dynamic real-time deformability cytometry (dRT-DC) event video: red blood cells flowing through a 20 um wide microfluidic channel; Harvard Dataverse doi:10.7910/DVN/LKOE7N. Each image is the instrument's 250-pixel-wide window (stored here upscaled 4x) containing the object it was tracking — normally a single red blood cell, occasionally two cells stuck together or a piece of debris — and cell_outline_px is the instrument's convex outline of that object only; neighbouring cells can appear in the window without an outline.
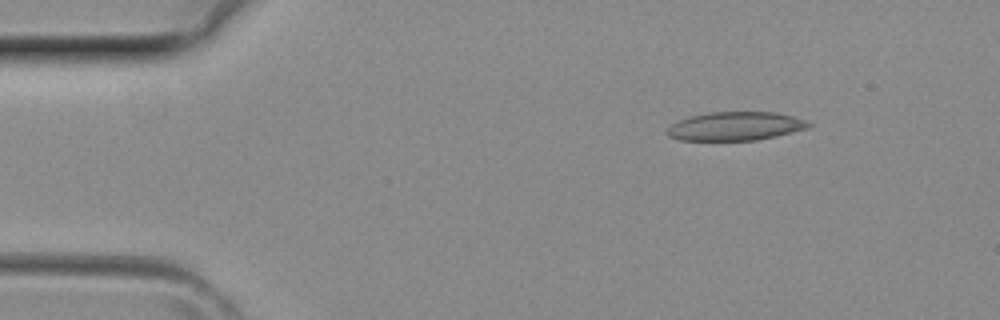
{"species": "common noctule bat (a hibernating species)", "species_latin": "Nyctalus noctula", "temperature_condition": "room temperature", "stored_images_in_passage": 4, "camera_frame_rate_fps": 3000, "um_per_image_px": 0.085, "animal": {"sex": "female", "body_mass_g": 29.2, "forearm_length_mm": 56.3}, "frame": {"image": 1, "passage_image": 2, "time_ms": 0.333, "image_size_px": [1000, 320], "cell_outline_px": [[812, 124], [808, 128], [776, 136], [756, 140], [680, 140], [668, 136], [668, 128], [676, 120], [688, 116], [712, 112], [772, 112], [792, 116], [808, 120]], "centroid_in_image_um": [62.51, 10.72], "position_along_channel_um": 22.5, "area_um2": 23.58}}
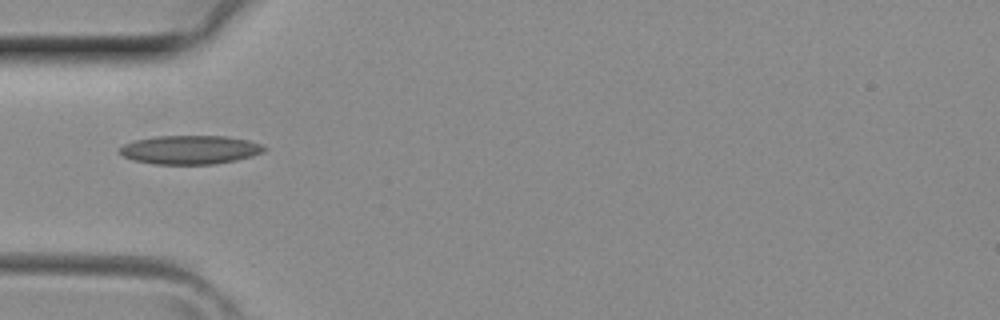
{"frame": {"image": 2, "passage_image": 4, "time_ms": 1.0, "image_size_px": [1000, 320], "cell_outline_px": [[268, 148], [264, 152], [252, 156], [236, 160], [212, 164], [152, 164], [132, 160], [116, 152], [124, 144], [132, 140], [156, 136], [228, 136], [248, 140], [260, 144]], "centroid_in_image_um": [16.13, 12.73], "position_along_channel_um": 68.9, "area_um2": 24.45}}